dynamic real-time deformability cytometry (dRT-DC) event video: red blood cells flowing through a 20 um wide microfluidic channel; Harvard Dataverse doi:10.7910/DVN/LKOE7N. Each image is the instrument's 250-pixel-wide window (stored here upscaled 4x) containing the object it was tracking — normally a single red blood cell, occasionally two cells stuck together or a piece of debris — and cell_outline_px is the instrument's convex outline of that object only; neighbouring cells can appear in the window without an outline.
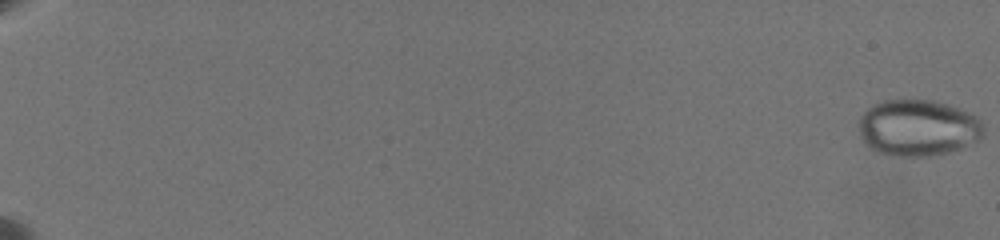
{"species": "common noctule bat (a hibernating species)", "species_latin": "Nyctalus noctula", "temperature_condition": "warm", "stored_images_in_passage": 70, "camera_frame_rate_fps": 3000, "um_per_image_px": 0.085, "animal": {"sex": "female", "body_mass_g": 19.5, "forearm_length_mm": 54.1}, "frame": {"image": 1, "passage_image": 1, "time_ms": 0.0, "image_size_px": [1000, 240], "cell_outline_px": [[984, 136], [980, 140], [960, 148], [948, 152], [928, 156], [896, 156], [876, 152], [868, 148], [864, 144], [860, 136], [860, 116], [868, 108], [884, 100], [936, 100], [948, 104], [976, 116], [984, 124]], "centroid_in_image_um": [78.04, 10.87], "position_along_channel_um": 7.0, "area_um2": 41.21}}
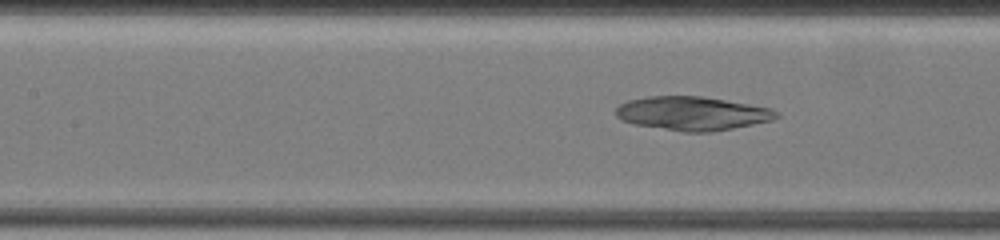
{"frame": {"image": 2, "passage_image": 44, "time_ms": 11.0, "image_size_px": [1000, 240], "cell_outline_px": [[780, 116], [772, 120], [712, 132], [684, 132], [632, 124], [620, 120], [616, 116], [616, 108], [620, 104], [628, 100], [648, 96], [700, 96], [772, 108], [780, 112]], "centroid_in_image_um": [58.83, 9.64], "position_along_channel_um": 148.6, "area_um2": 31.62}}
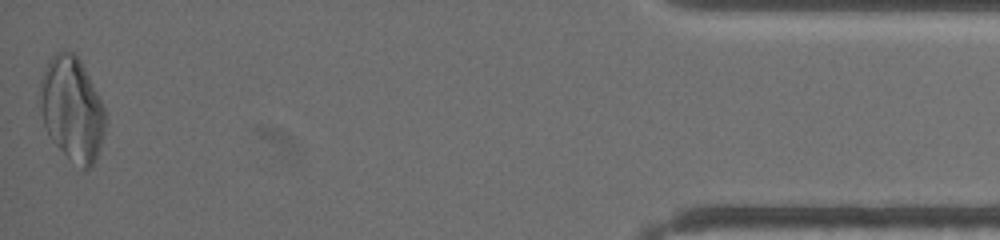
{"frame": {"image": 3, "passage_image": 70, "time_ms": 21.0, "image_size_px": [1000, 240], "cell_outline_px": [[108, 120], [104, 136], [96, 160], [88, 168], [84, 168], [68, 156], [48, 136], [36, 100], [40, 80], [44, 68], [48, 60], [56, 52], [72, 52], [80, 60], [104, 108]], "centroid_in_image_um": [6.09, 9.24], "position_along_channel_um": 429.1, "area_um2": 39.71}}